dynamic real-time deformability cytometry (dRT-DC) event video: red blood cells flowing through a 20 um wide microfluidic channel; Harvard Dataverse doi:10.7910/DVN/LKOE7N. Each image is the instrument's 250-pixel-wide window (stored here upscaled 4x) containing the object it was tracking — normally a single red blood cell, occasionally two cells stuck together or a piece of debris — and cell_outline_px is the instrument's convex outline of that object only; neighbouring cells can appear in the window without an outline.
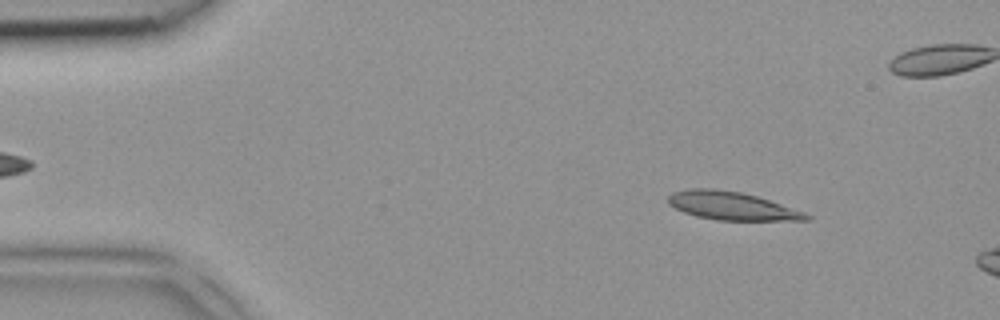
{"species": "common noctule bat (a hibernating species)", "species_latin": "Nyctalus noctula", "temperature_condition": "room temperature", "stored_images_in_passage": 3, "camera_frame_rate_fps": 3000, "um_per_image_px": 0.085, "animal": {"sex": "female", "body_mass_g": 18.4}, "frame": {"image": 1, "passage_image": 2, "time_ms": 0.333, "image_size_px": [1000, 320], "cell_outline_px": [[812, 216], [808, 220], [716, 220], [696, 216], [684, 212], [668, 204], [668, 196], [672, 192], [688, 188], [712, 188], [740, 192], [756, 196], [804, 212]], "centroid_in_image_um": [62.15, 17.49], "position_along_channel_um": 22.9, "area_um2": 22.48}}